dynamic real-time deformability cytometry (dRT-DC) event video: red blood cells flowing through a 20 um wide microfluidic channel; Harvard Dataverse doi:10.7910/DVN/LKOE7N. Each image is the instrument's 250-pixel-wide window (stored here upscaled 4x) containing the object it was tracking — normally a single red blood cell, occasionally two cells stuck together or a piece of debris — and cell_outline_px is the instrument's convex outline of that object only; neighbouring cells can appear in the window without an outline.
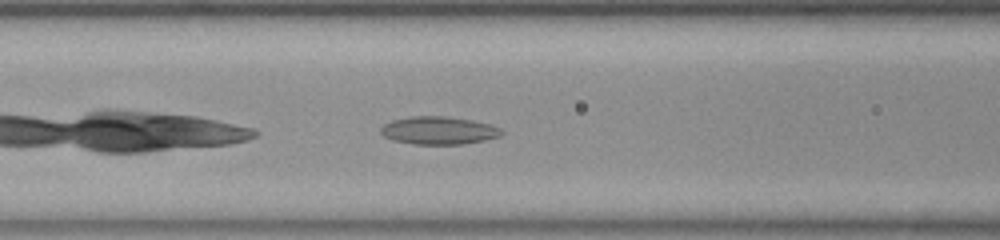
{"species": "common noctule bat (a hibernating species)", "species_latin": "Nyctalus noctula", "temperature_condition": "room temperature", "stored_images_in_passage": 35, "camera_frame_rate_fps": 3000, "um_per_image_px": 0.085, "animal": {"sex": "female", "body_mass_g": 23.0, "forearm_length_mm": 53.4}, "frame": {"image": 1, "passage_image": 7, "time_ms": 2.0, "image_size_px": [1000, 240], "cell_outline_px": [[504, 132], [500, 136], [484, 140], [464, 144], [412, 144], [392, 140], [384, 136], [380, 132], [380, 128], [384, 124], [392, 120], [412, 116], [444, 116], [472, 120], [488, 124], [500, 128]], "centroid_in_image_um": [37.26, 11.09], "position_along_channel_um": 129.3, "area_um2": 19.59}}
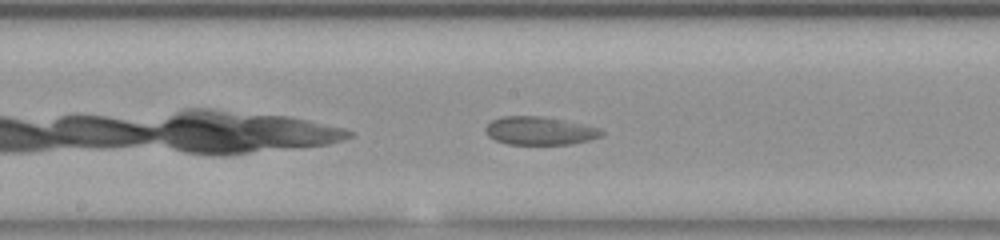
{"frame": {"image": 2, "passage_image": 13, "time_ms": 4.0, "image_size_px": [1000, 240], "cell_outline_px": [[604, 132], [600, 136], [588, 140], [572, 144], [508, 144], [496, 140], [488, 136], [484, 128], [492, 120], [500, 116], [544, 116], [564, 120], [600, 128]], "centroid_in_image_um": [45.85, 11.11], "position_along_channel_um": 202.3, "area_um2": 19.02}}
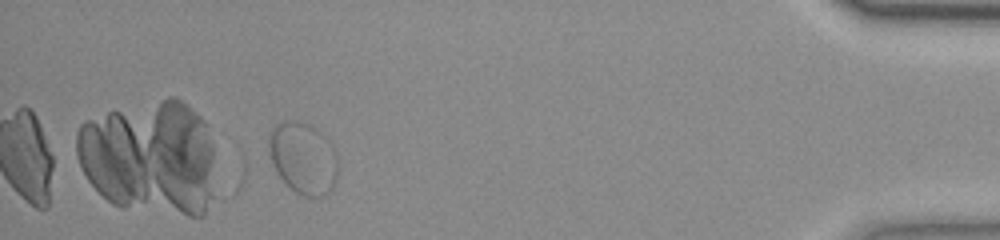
{"frame": {"image": 3, "passage_image": 35, "time_ms": 11.333, "image_size_px": [1000, 240], "cell_outline_px": [[336, 180], [332, 188], [324, 196], [304, 196], [296, 192], [276, 172], [272, 164], [268, 152], [268, 132], [276, 124], [284, 120], [296, 120], [308, 124], [316, 128], [332, 144], [336, 152]], "centroid_in_image_um": [25.73, 13.4], "position_along_channel_um": 409.5, "area_um2": 28.96}, "authors_computed_cell_mechanics": {"area_um2": 19.5942, "velocity_mm_per_s": 3.6616, "shape_relaxation_time_tau1_ms": null, "shape_relaxation_time_tau2_ms": 1.3634, "deformation_change_tau1": null, "deformation_change_tau2": 0.0474}}